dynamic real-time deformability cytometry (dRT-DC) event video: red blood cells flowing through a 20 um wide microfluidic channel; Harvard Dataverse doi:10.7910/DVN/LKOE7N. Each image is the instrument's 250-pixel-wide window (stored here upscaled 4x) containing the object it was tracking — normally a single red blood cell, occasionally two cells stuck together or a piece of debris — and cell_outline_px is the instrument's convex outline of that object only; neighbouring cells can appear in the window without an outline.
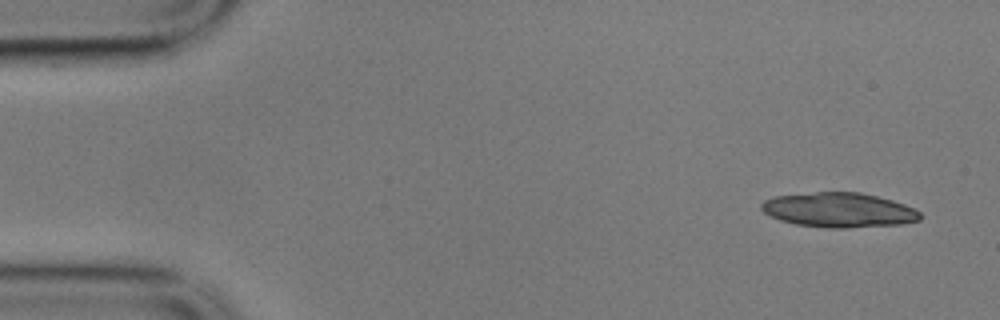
{"species": "common noctule bat (a hibernating species)", "species_latin": "Nyctalus noctula", "temperature_condition": "cold", "stored_images_in_passage": 5, "camera_frame_rate_fps": 3000, "um_per_image_px": 0.085, "animal": {"sex": "male", "body_mass_g": 17.9}, "frame": {"image": 1, "passage_image": 1, "time_ms": 0.0, "image_size_px": [1000, 320], "cell_outline_px": [[920, 220], [900, 224], [848, 228], [828, 228], [796, 224], [780, 220], [764, 212], [760, 208], [760, 204], [764, 200], [772, 196], [816, 192], [860, 192], [892, 200], [904, 204], [920, 212]], "centroid_in_image_um": [71.28, 17.85], "position_along_channel_um": 13.7, "area_um2": 32.02}}